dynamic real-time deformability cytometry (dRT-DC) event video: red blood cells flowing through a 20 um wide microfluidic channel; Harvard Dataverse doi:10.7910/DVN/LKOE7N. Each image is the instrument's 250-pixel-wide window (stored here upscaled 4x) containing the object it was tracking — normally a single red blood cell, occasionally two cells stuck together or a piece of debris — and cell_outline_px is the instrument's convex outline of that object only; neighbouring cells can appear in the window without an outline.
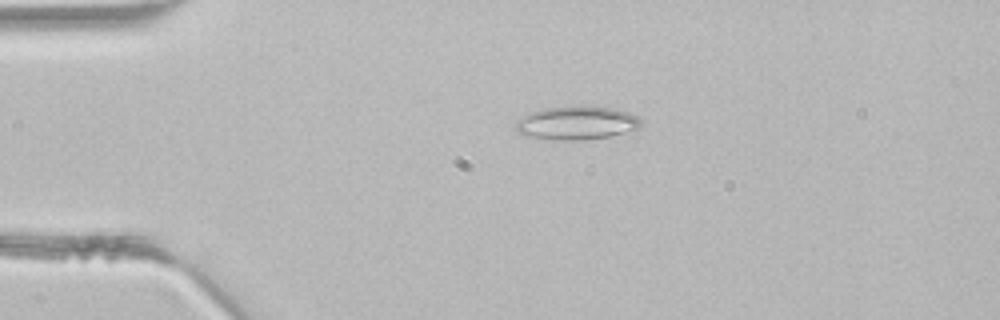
{"species": "common noctule bat (a hibernating species)", "species_latin": "Nyctalus noctula", "temperature_condition": "room temperature", "stored_images_in_passage": 3, "camera_frame_rate_fps": 3000, "um_per_image_px": 0.085, "animal": {"sex": "male", "body_mass_g": 21.5, "forearm_length_mm": 52.0}, "frame": {"image": 1, "passage_image": 2, "time_ms": 0.333, "image_size_px": [1000, 320], "cell_outline_px": [[644, 124], [640, 128], [608, 136], [584, 140], [552, 140], [528, 136], [516, 132], [516, 120], [532, 112], [544, 108], [580, 104], [612, 108], [628, 112], [644, 120]], "centroid_in_image_um": [49.04, 10.43], "position_along_channel_um": 36.0, "area_um2": 24.85}}